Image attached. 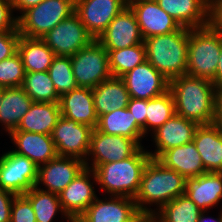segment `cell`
Listing matches in <instances>:
<instances>
[{
	"label": "cell",
	"mask_w": 222,
	"mask_h": 222,
	"mask_svg": "<svg viewBox=\"0 0 222 222\" xmlns=\"http://www.w3.org/2000/svg\"><path fill=\"white\" fill-rule=\"evenodd\" d=\"M55 56H73L94 38L87 32L79 17L73 13L41 38Z\"/></svg>",
	"instance_id": "cell-10"
},
{
	"label": "cell",
	"mask_w": 222,
	"mask_h": 222,
	"mask_svg": "<svg viewBox=\"0 0 222 222\" xmlns=\"http://www.w3.org/2000/svg\"><path fill=\"white\" fill-rule=\"evenodd\" d=\"M10 222H37L32 205L24 195H15Z\"/></svg>",
	"instance_id": "cell-38"
},
{
	"label": "cell",
	"mask_w": 222,
	"mask_h": 222,
	"mask_svg": "<svg viewBox=\"0 0 222 222\" xmlns=\"http://www.w3.org/2000/svg\"><path fill=\"white\" fill-rule=\"evenodd\" d=\"M4 89H5V87L0 86V105H1Z\"/></svg>",
	"instance_id": "cell-51"
},
{
	"label": "cell",
	"mask_w": 222,
	"mask_h": 222,
	"mask_svg": "<svg viewBox=\"0 0 222 222\" xmlns=\"http://www.w3.org/2000/svg\"><path fill=\"white\" fill-rule=\"evenodd\" d=\"M222 48V33L209 25L189 29L187 75L207 79L216 85V71Z\"/></svg>",
	"instance_id": "cell-5"
},
{
	"label": "cell",
	"mask_w": 222,
	"mask_h": 222,
	"mask_svg": "<svg viewBox=\"0 0 222 222\" xmlns=\"http://www.w3.org/2000/svg\"><path fill=\"white\" fill-rule=\"evenodd\" d=\"M157 160L185 178H194L206 173L193 141L164 151Z\"/></svg>",
	"instance_id": "cell-24"
},
{
	"label": "cell",
	"mask_w": 222,
	"mask_h": 222,
	"mask_svg": "<svg viewBox=\"0 0 222 222\" xmlns=\"http://www.w3.org/2000/svg\"><path fill=\"white\" fill-rule=\"evenodd\" d=\"M189 28L144 39L147 61L169 81L186 75Z\"/></svg>",
	"instance_id": "cell-3"
},
{
	"label": "cell",
	"mask_w": 222,
	"mask_h": 222,
	"mask_svg": "<svg viewBox=\"0 0 222 222\" xmlns=\"http://www.w3.org/2000/svg\"><path fill=\"white\" fill-rule=\"evenodd\" d=\"M121 78L131 98L149 100L169 90V80L147 60L124 74Z\"/></svg>",
	"instance_id": "cell-16"
},
{
	"label": "cell",
	"mask_w": 222,
	"mask_h": 222,
	"mask_svg": "<svg viewBox=\"0 0 222 222\" xmlns=\"http://www.w3.org/2000/svg\"><path fill=\"white\" fill-rule=\"evenodd\" d=\"M71 64L78 87L95 88L112 76L108 52L97 39L71 56Z\"/></svg>",
	"instance_id": "cell-7"
},
{
	"label": "cell",
	"mask_w": 222,
	"mask_h": 222,
	"mask_svg": "<svg viewBox=\"0 0 222 222\" xmlns=\"http://www.w3.org/2000/svg\"><path fill=\"white\" fill-rule=\"evenodd\" d=\"M85 167V162L80 159L57 156L38 167V179L35 186L40 190L59 194ZM40 184H43L45 189H41Z\"/></svg>",
	"instance_id": "cell-13"
},
{
	"label": "cell",
	"mask_w": 222,
	"mask_h": 222,
	"mask_svg": "<svg viewBox=\"0 0 222 222\" xmlns=\"http://www.w3.org/2000/svg\"><path fill=\"white\" fill-rule=\"evenodd\" d=\"M216 85H222V48L219 57V62L216 71Z\"/></svg>",
	"instance_id": "cell-47"
},
{
	"label": "cell",
	"mask_w": 222,
	"mask_h": 222,
	"mask_svg": "<svg viewBox=\"0 0 222 222\" xmlns=\"http://www.w3.org/2000/svg\"><path fill=\"white\" fill-rule=\"evenodd\" d=\"M48 74L60 97L78 87L70 56H55L48 69Z\"/></svg>",
	"instance_id": "cell-36"
},
{
	"label": "cell",
	"mask_w": 222,
	"mask_h": 222,
	"mask_svg": "<svg viewBox=\"0 0 222 222\" xmlns=\"http://www.w3.org/2000/svg\"><path fill=\"white\" fill-rule=\"evenodd\" d=\"M15 194L0 188V222H10Z\"/></svg>",
	"instance_id": "cell-43"
},
{
	"label": "cell",
	"mask_w": 222,
	"mask_h": 222,
	"mask_svg": "<svg viewBox=\"0 0 222 222\" xmlns=\"http://www.w3.org/2000/svg\"><path fill=\"white\" fill-rule=\"evenodd\" d=\"M24 196L30 201L37 222H53L59 211L62 217L69 219L61 207L58 194L43 191L34 186Z\"/></svg>",
	"instance_id": "cell-31"
},
{
	"label": "cell",
	"mask_w": 222,
	"mask_h": 222,
	"mask_svg": "<svg viewBox=\"0 0 222 222\" xmlns=\"http://www.w3.org/2000/svg\"><path fill=\"white\" fill-rule=\"evenodd\" d=\"M21 87L34 102L56 103L60 100L48 71L26 72Z\"/></svg>",
	"instance_id": "cell-34"
},
{
	"label": "cell",
	"mask_w": 222,
	"mask_h": 222,
	"mask_svg": "<svg viewBox=\"0 0 222 222\" xmlns=\"http://www.w3.org/2000/svg\"><path fill=\"white\" fill-rule=\"evenodd\" d=\"M34 101L22 87L5 88L0 105V123L8 134L16 130Z\"/></svg>",
	"instance_id": "cell-28"
},
{
	"label": "cell",
	"mask_w": 222,
	"mask_h": 222,
	"mask_svg": "<svg viewBox=\"0 0 222 222\" xmlns=\"http://www.w3.org/2000/svg\"><path fill=\"white\" fill-rule=\"evenodd\" d=\"M127 0H75V14L94 38L106 30L110 22L126 7Z\"/></svg>",
	"instance_id": "cell-12"
},
{
	"label": "cell",
	"mask_w": 222,
	"mask_h": 222,
	"mask_svg": "<svg viewBox=\"0 0 222 222\" xmlns=\"http://www.w3.org/2000/svg\"><path fill=\"white\" fill-rule=\"evenodd\" d=\"M75 12V0H43L17 17L20 35L28 38H42L58 23Z\"/></svg>",
	"instance_id": "cell-6"
},
{
	"label": "cell",
	"mask_w": 222,
	"mask_h": 222,
	"mask_svg": "<svg viewBox=\"0 0 222 222\" xmlns=\"http://www.w3.org/2000/svg\"><path fill=\"white\" fill-rule=\"evenodd\" d=\"M106 51L108 52L109 69L114 77H122L147 60L144 43L120 50Z\"/></svg>",
	"instance_id": "cell-33"
},
{
	"label": "cell",
	"mask_w": 222,
	"mask_h": 222,
	"mask_svg": "<svg viewBox=\"0 0 222 222\" xmlns=\"http://www.w3.org/2000/svg\"><path fill=\"white\" fill-rule=\"evenodd\" d=\"M141 146L132 156L121 161L101 164L93 169L96 184L111 196L135 198L145 166L151 159L149 151Z\"/></svg>",
	"instance_id": "cell-4"
},
{
	"label": "cell",
	"mask_w": 222,
	"mask_h": 222,
	"mask_svg": "<svg viewBox=\"0 0 222 222\" xmlns=\"http://www.w3.org/2000/svg\"><path fill=\"white\" fill-rule=\"evenodd\" d=\"M140 214L133 198L110 196L105 201L97 197L79 217L85 222H132Z\"/></svg>",
	"instance_id": "cell-17"
},
{
	"label": "cell",
	"mask_w": 222,
	"mask_h": 222,
	"mask_svg": "<svg viewBox=\"0 0 222 222\" xmlns=\"http://www.w3.org/2000/svg\"><path fill=\"white\" fill-rule=\"evenodd\" d=\"M25 69L18 52L0 62V86L5 88L21 87L25 77Z\"/></svg>",
	"instance_id": "cell-37"
},
{
	"label": "cell",
	"mask_w": 222,
	"mask_h": 222,
	"mask_svg": "<svg viewBox=\"0 0 222 222\" xmlns=\"http://www.w3.org/2000/svg\"><path fill=\"white\" fill-rule=\"evenodd\" d=\"M61 117L59 102H33L16 130L51 135Z\"/></svg>",
	"instance_id": "cell-27"
},
{
	"label": "cell",
	"mask_w": 222,
	"mask_h": 222,
	"mask_svg": "<svg viewBox=\"0 0 222 222\" xmlns=\"http://www.w3.org/2000/svg\"><path fill=\"white\" fill-rule=\"evenodd\" d=\"M9 138L16 146L13 152L26 156L38 167L58 156L52 136L25 131H11Z\"/></svg>",
	"instance_id": "cell-20"
},
{
	"label": "cell",
	"mask_w": 222,
	"mask_h": 222,
	"mask_svg": "<svg viewBox=\"0 0 222 222\" xmlns=\"http://www.w3.org/2000/svg\"><path fill=\"white\" fill-rule=\"evenodd\" d=\"M93 129L61 116L51 134L58 156L73 157L85 162Z\"/></svg>",
	"instance_id": "cell-9"
},
{
	"label": "cell",
	"mask_w": 222,
	"mask_h": 222,
	"mask_svg": "<svg viewBox=\"0 0 222 222\" xmlns=\"http://www.w3.org/2000/svg\"><path fill=\"white\" fill-rule=\"evenodd\" d=\"M185 189L184 176L151 158L144 168L140 188L134 200L140 213L154 215L166 203L184 195ZM150 205L157 206L158 209L155 211Z\"/></svg>",
	"instance_id": "cell-1"
},
{
	"label": "cell",
	"mask_w": 222,
	"mask_h": 222,
	"mask_svg": "<svg viewBox=\"0 0 222 222\" xmlns=\"http://www.w3.org/2000/svg\"><path fill=\"white\" fill-rule=\"evenodd\" d=\"M202 210L185 194L166 203L154 216L156 222H198Z\"/></svg>",
	"instance_id": "cell-32"
},
{
	"label": "cell",
	"mask_w": 222,
	"mask_h": 222,
	"mask_svg": "<svg viewBox=\"0 0 222 222\" xmlns=\"http://www.w3.org/2000/svg\"><path fill=\"white\" fill-rule=\"evenodd\" d=\"M193 142L206 172H222V135L214 124L199 125Z\"/></svg>",
	"instance_id": "cell-26"
},
{
	"label": "cell",
	"mask_w": 222,
	"mask_h": 222,
	"mask_svg": "<svg viewBox=\"0 0 222 222\" xmlns=\"http://www.w3.org/2000/svg\"><path fill=\"white\" fill-rule=\"evenodd\" d=\"M139 148L140 146L130 138L105 134L94 128L85 166L93 170L101 164L121 161L132 156ZM88 160H92V163L89 164Z\"/></svg>",
	"instance_id": "cell-11"
},
{
	"label": "cell",
	"mask_w": 222,
	"mask_h": 222,
	"mask_svg": "<svg viewBox=\"0 0 222 222\" xmlns=\"http://www.w3.org/2000/svg\"><path fill=\"white\" fill-rule=\"evenodd\" d=\"M199 124L185 119L178 114L173 115L152 134L155 152H149L151 158L157 159L164 151L192 142Z\"/></svg>",
	"instance_id": "cell-19"
},
{
	"label": "cell",
	"mask_w": 222,
	"mask_h": 222,
	"mask_svg": "<svg viewBox=\"0 0 222 222\" xmlns=\"http://www.w3.org/2000/svg\"><path fill=\"white\" fill-rule=\"evenodd\" d=\"M38 179V166L26 156L8 151L0 156V188L24 195Z\"/></svg>",
	"instance_id": "cell-8"
},
{
	"label": "cell",
	"mask_w": 222,
	"mask_h": 222,
	"mask_svg": "<svg viewBox=\"0 0 222 222\" xmlns=\"http://www.w3.org/2000/svg\"><path fill=\"white\" fill-rule=\"evenodd\" d=\"M146 108L147 100L142 99H129L127 109L132 113L136 119L137 125L143 130V135H146Z\"/></svg>",
	"instance_id": "cell-41"
},
{
	"label": "cell",
	"mask_w": 222,
	"mask_h": 222,
	"mask_svg": "<svg viewBox=\"0 0 222 222\" xmlns=\"http://www.w3.org/2000/svg\"><path fill=\"white\" fill-rule=\"evenodd\" d=\"M132 222H156V218L153 214H143V213H141Z\"/></svg>",
	"instance_id": "cell-48"
},
{
	"label": "cell",
	"mask_w": 222,
	"mask_h": 222,
	"mask_svg": "<svg viewBox=\"0 0 222 222\" xmlns=\"http://www.w3.org/2000/svg\"><path fill=\"white\" fill-rule=\"evenodd\" d=\"M67 222H85V221L82 220L80 217H69Z\"/></svg>",
	"instance_id": "cell-50"
},
{
	"label": "cell",
	"mask_w": 222,
	"mask_h": 222,
	"mask_svg": "<svg viewBox=\"0 0 222 222\" xmlns=\"http://www.w3.org/2000/svg\"><path fill=\"white\" fill-rule=\"evenodd\" d=\"M17 52L20 55L25 72L48 71L55 53L41 38L20 36Z\"/></svg>",
	"instance_id": "cell-30"
},
{
	"label": "cell",
	"mask_w": 222,
	"mask_h": 222,
	"mask_svg": "<svg viewBox=\"0 0 222 222\" xmlns=\"http://www.w3.org/2000/svg\"><path fill=\"white\" fill-rule=\"evenodd\" d=\"M10 0H0V32L18 30Z\"/></svg>",
	"instance_id": "cell-40"
},
{
	"label": "cell",
	"mask_w": 222,
	"mask_h": 222,
	"mask_svg": "<svg viewBox=\"0 0 222 222\" xmlns=\"http://www.w3.org/2000/svg\"><path fill=\"white\" fill-rule=\"evenodd\" d=\"M181 27L194 29L208 25L209 0H156Z\"/></svg>",
	"instance_id": "cell-23"
},
{
	"label": "cell",
	"mask_w": 222,
	"mask_h": 222,
	"mask_svg": "<svg viewBox=\"0 0 222 222\" xmlns=\"http://www.w3.org/2000/svg\"><path fill=\"white\" fill-rule=\"evenodd\" d=\"M185 195L202 211H208L222 200V172H206L186 178Z\"/></svg>",
	"instance_id": "cell-22"
},
{
	"label": "cell",
	"mask_w": 222,
	"mask_h": 222,
	"mask_svg": "<svg viewBox=\"0 0 222 222\" xmlns=\"http://www.w3.org/2000/svg\"><path fill=\"white\" fill-rule=\"evenodd\" d=\"M97 182L92 169L85 167L78 176L62 191L59 199L64 213L68 217H79L97 198L94 185ZM91 178V179H90Z\"/></svg>",
	"instance_id": "cell-18"
},
{
	"label": "cell",
	"mask_w": 222,
	"mask_h": 222,
	"mask_svg": "<svg viewBox=\"0 0 222 222\" xmlns=\"http://www.w3.org/2000/svg\"><path fill=\"white\" fill-rule=\"evenodd\" d=\"M175 113L199 125L213 124L215 84L207 79L182 75L169 81Z\"/></svg>",
	"instance_id": "cell-2"
},
{
	"label": "cell",
	"mask_w": 222,
	"mask_h": 222,
	"mask_svg": "<svg viewBox=\"0 0 222 222\" xmlns=\"http://www.w3.org/2000/svg\"><path fill=\"white\" fill-rule=\"evenodd\" d=\"M92 95L97 117L116 109L127 108L130 99L123 79L114 76L92 88Z\"/></svg>",
	"instance_id": "cell-25"
},
{
	"label": "cell",
	"mask_w": 222,
	"mask_h": 222,
	"mask_svg": "<svg viewBox=\"0 0 222 222\" xmlns=\"http://www.w3.org/2000/svg\"><path fill=\"white\" fill-rule=\"evenodd\" d=\"M208 25L222 33V0H209Z\"/></svg>",
	"instance_id": "cell-42"
},
{
	"label": "cell",
	"mask_w": 222,
	"mask_h": 222,
	"mask_svg": "<svg viewBox=\"0 0 222 222\" xmlns=\"http://www.w3.org/2000/svg\"><path fill=\"white\" fill-rule=\"evenodd\" d=\"M175 114V102L170 90L147 100L146 134L148 131L153 133Z\"/></svg>",
	"instance_id": "cell-35"
},
{
	"label": "cell",
	"mask_w": 222,
	"mask_h": 222,
	"mask_svg": "<svg viewBox=\"0 0 222 222\" xmlns=\"http://www.w3.org/2000/svg\"><path fill=\"white\" fill-rule=\"evenodd\" d=\"M127 2L136 16L143 39L168 34L181 28L178 22L158 5L156 0Z\"/></svg>",
	"instance_id": "cell-15"
},
{
	"label": "cell",
	"mask_w": 222,
	"mask_h": 222,
	"mask_svg": "<svg viewBox=\"0 0 222 222\" xmlns=\"http://www.w3.org/2000/svg\"><path fill=\"white\" fill-rule=\"evenodd\" d=\"M106 50H120L143 43L136 16L126 6L97 39Z\"/></svg>",
	"instance_id": "cell-14"
},
{
	"label": "cell",
	"mask_w": 222,
	"mask_h": 222,
	"mask_svg": "<svg viewBox=\"0 0 222 222\" xmlns=\"http://www.w3.org/2000/svg\"><path fill=\"white\" fill-rule=\"evenodd\" d=\"M214 117H222V85H215Z\"/></svg>",
	"instance_id": "cell-45"
},
{
	"label": "cell",
	"mask_w": 222,
	"mask_h": 222,
	"mask_svg": "<svg viewBox=\"0 0 222 222\" xmlns=\"http://www.w3.org/2000/svg\"><path fill=\"white\" fill-rule=\"evenodd\" d=\"M97 130L109 134L119 135L134 140L140 147L143 130L137 125L136 119L127 108L116 109L111 113L98 117Z\"/></svg>",
	"instance_id": "cell-29"
},
{
	"label": "cell",
	"mask_w": 222,
	"mask_h": 222,
	"mask_svg": "<svg viewBox=\"0 0 222 222\" xmlns=\"http://www.w3.org/2000/svg\"><path fill=\"white\" fill-rule=\"evenodd\" d=\"M61 116L96 128L98 117L95 112L92 88L77 87L62 95L59 100Z\"/></svg>",
	"instance_id": "cell-21"
},
{
	"label": "cell",
	"mask_w": 222,
	"mask_h": 222,
	"mask_svg": "<svg viewBox=\"0 0 222 222\" xmlns=\"http://www.w3.org/2000/svg\"><path fill=\"white\" fill-rule=\"evenodd\" d=\"M20 36L18 30L0 32V62L17 53Z\"/></svg>",
	"instance_id": "cell-39"
},
{
	"label": "cell",
	"mask_w": 222,
	"mask_h": 222,
	"mask_svg": "<svg viewBox=\"0 0 222 222\" xmlns=\"http://www.w3.org/2000/svg\"><path fill=\"white\" fill-rule=\"evenodd\" d=\"M43 0H10L14 11H19L20 15L31 7L37 6Z\"/></svg>",
	"instance_id": "cell-44"
},
{
	"label": "cell",
	"mask_w": 222,
	"mask_h": 222,
	"mask_svg": "<svg viewBox=\"0 0 222 222\" xmlns=\"http://www.w3.org/2000/svg\"><path fill=\"white\" fill-rule=\"evenodd\" d=\"M213 124L219 129V132L222 135V117H214Z\"/></svg>",
	"instance_id": "cell-49"
},
{
	"label": "cell",
	"mask_w": 222,
	"mask_h": 222,
	"mask_svg": "<svg viewBox=\"0 0 222 222\" xmlns=\"http://www.w3.org/2000/svg\"><path fill=\"white\" fill-rule=\"evenodd\" d=\"M205 213H207V211H202L199 215V218H198V222H222V210L220 211L218 217L219 218H212V217H208V216H205Z\"/></svg>",
	"instance_id": "cell-46"
}]
</instances>
